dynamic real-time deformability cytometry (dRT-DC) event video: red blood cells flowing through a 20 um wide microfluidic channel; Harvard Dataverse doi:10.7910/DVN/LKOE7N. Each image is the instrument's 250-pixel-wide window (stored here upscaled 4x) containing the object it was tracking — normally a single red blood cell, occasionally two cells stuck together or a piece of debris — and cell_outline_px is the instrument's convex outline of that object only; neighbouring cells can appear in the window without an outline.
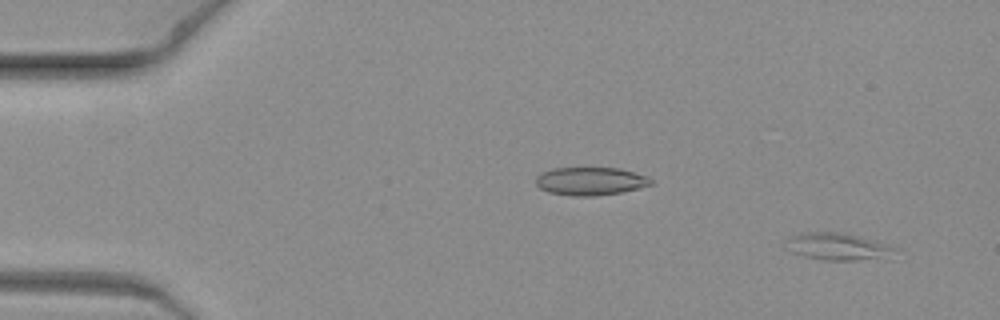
{"species": "common noctule bat (a hibernating species)", "species_latin": "Nyctalus noctula", "temperature_condition": "warm", "stored_images_in_passage": 8, "camera_frame_rate_fps": 3000, "um_per_image_px": 0.085, "animal": {"sex": "female", "body_mass_g": 19.3, "forearm_length_mm": 54.1}, "frame": {"image": 1, "passage_image": 1, "time_ms": 0.0, "image_size_px": [1000, 320], "cell_outline_px": [[896, 248], [892, 260], [824, 260], [804, 256], [792, 252], [784, 248], [788, 236], [804, 232], [844, 232], [888, 244]], "centroid_in_image_um": [71.27, 20.98], "position_along_channel_um": 13.7, "area_um2": 17.86}}
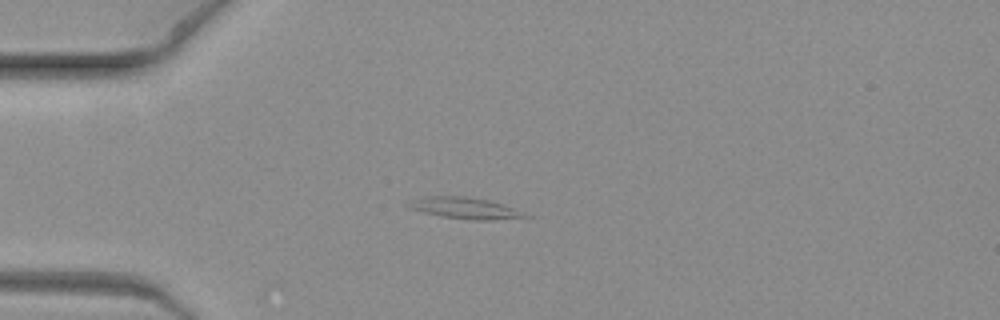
{"frame": {"image": 2, "passage_image": 5, "time_ms": 1.333, "image_size_px": [1000, 320], "cell_outline_px": [[536, 216], [488, 220], [472, 220], [440, 216], [424, 212], [412, 208], [408, 204], [424, 196], [464, 196], [488, 200]], "centroid_in_image_um": [39.6, 17.7], "position_along_channel_um": 45.4, "area_um2": 14.1}}
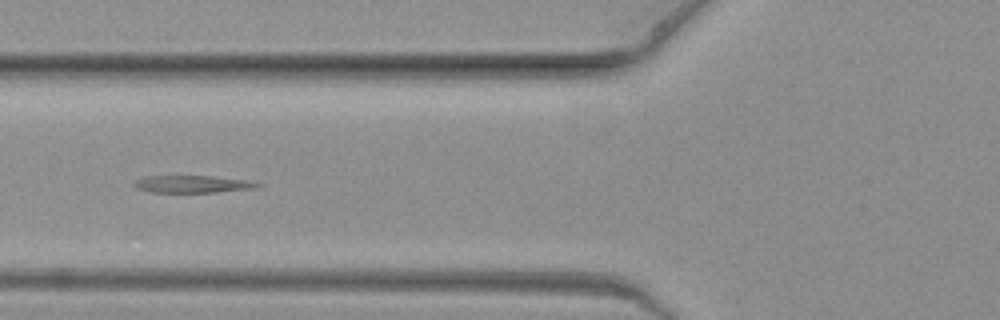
{"frame": {"image": 3, "passage_image": 7, "time_ms": 2.0, "image_size_px": [1000, 320], "cell_outline_px": [[264, 184], [256, 188], [216, 192], [148, 192], [136, 188], [132, 184], [132, 180], [144, 176], [212, 176], [244, 180]], "centroid_in_image_um": [16.28, 15.65], "position_along_channel_um": 109.5, "area_um2": 12.48}}